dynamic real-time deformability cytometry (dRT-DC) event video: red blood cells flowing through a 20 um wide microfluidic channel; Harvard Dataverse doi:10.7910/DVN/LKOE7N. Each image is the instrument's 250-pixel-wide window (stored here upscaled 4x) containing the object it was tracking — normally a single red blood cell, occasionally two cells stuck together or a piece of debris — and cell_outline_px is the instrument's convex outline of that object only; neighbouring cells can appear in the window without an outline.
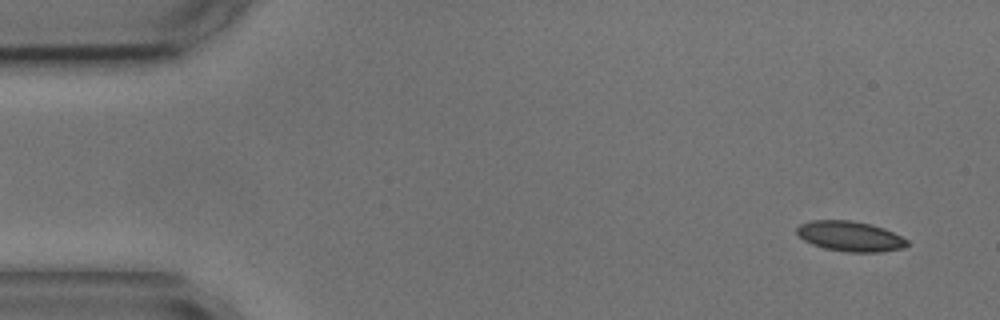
{"species": "common noctule bat (a hibernating species)", "species_latin": "Nyctalus noctula", "temperature_condition": "cold", "stored_images_in_passage": 5, "segment_of_instrument_passage": [2, 2], "camera_frame_rate_fps": 3000, "um_per_image_px": 0.085, "animal": {"sex": "male", "body_mass_g": 17.9, "forearm_length_mm": 54.2}, "frame": {"image": 1, "passage_image": 5, "time_ms": 4.667, "image_size_px": [1000, 320], "cell_outline_px": [[908, 244], [904, 248], [880, 252], [844, 252], [824, 248], [812, 244], [804, 240], [796, 232], [796, 228], [800, 224], [812, 220], [852, 220], [872, 224], [884, 228], [908, 240]], "centroid_in_image_um": [72.26, 20.08], "position_along_channel_um": 12.7, "area_um2": 19.48}}